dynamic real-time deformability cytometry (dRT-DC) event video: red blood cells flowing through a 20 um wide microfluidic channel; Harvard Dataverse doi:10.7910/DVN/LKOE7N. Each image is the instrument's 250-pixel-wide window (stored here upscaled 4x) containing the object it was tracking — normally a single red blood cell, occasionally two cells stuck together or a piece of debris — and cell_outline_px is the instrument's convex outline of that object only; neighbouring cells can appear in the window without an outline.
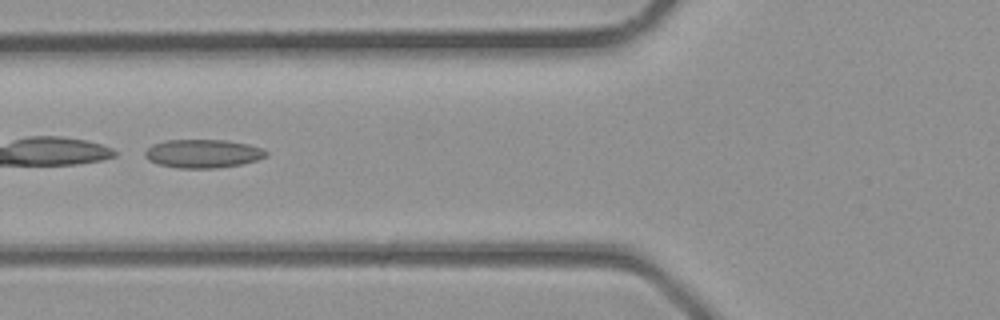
{"species": "common noctule bat (a hibernating species)", "species_latin": "Nyctalus noctula", "temperature_condition": "room temperature", "stored_images_in_passage": 5, "segment_of_instrument_passage": [1, 2], "camera_frame_rate_fps": 3000, "um_per_image_px": 0.085, "animal": {"sex": "male", "body_mass_g": 23.1, "forearm_length_mm": 52.7}, "frame": {"image": 1, "passage_image": 4, "time_ms": 1.0, "image_size_px": [1000, 320], "cell_outline_px": [[268, 156], [256, 160], [240, 164], [216, 168], [176, 168], [160, 164], [148, 160], [144, 156], [144, 152], [152, 144], [168, 140], [224, 140], [248, 144], [264, 148], [268, 152]], "centroid_in_image_um": [17.26, 13.05], "position_along_channel_um": 108.5, "area_um2": 20.11}}